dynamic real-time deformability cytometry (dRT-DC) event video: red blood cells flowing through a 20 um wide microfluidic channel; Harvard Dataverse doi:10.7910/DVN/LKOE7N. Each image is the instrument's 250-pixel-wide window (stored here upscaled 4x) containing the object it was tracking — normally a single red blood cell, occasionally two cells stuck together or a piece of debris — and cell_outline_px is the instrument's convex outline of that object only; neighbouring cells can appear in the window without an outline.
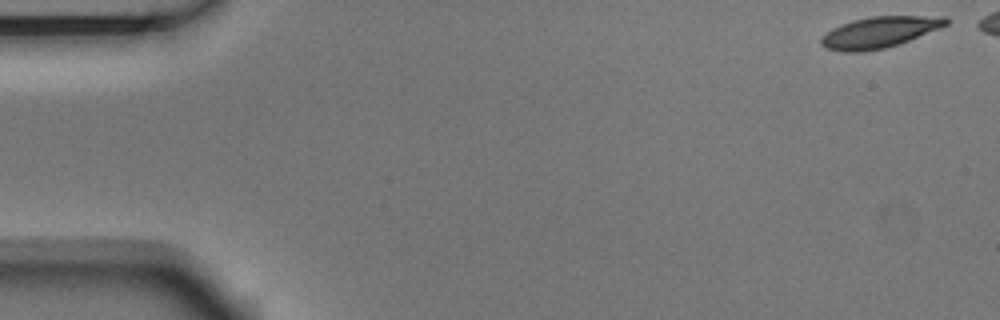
{"species": "Egyptian fruit bat (a non-hibernating species)", "species_latin": "Rousettus aegyptiacus", "temperature_condition": "room temperature", "stored_images_in_passage": 47, "camera_frame_rate_fps": 3000, "um_per_image_px": 0.085, "animal": {"sex": "male"}, "frame": {"image": 1, "passage_image": 1, "time_ms": 0.0, "image_size_px": [1000, 320], "cell_outline_px": [[948, 24], [940, 28], [908, 40], [884, 48], [860, 52], [844, 52], [824, 48], [820, 44], [820, 40], [832, 28], [840, 24], [852, 20], [868, 16], [948, 16]], "centroid_in_image_um": [74.73, 2.73], "position_along_channel_um": 10.3, "area_um2": 22.54}}
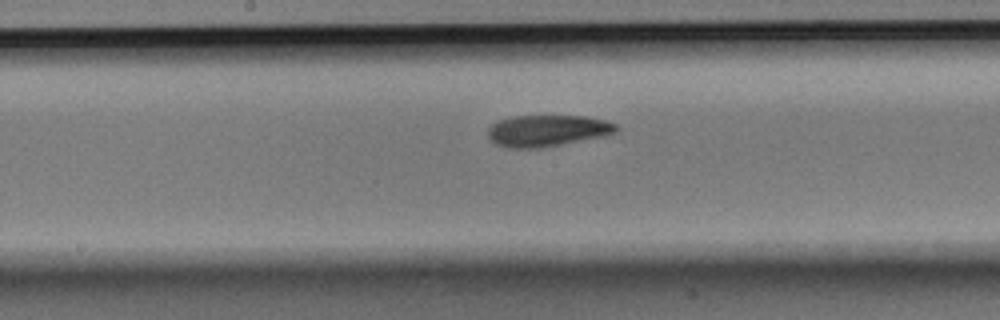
{"frame": {"image": 2, "passage_image": 27, "time_ms": 8.667, "image_size_px": [1000, 320], "cell_outline_px": [[620, 128], [616, 132], [604, 136], [540, 148], [508, 148], [496, 144], [488, 136], [488, 128], [496, 120], [512, 116], [584, 116], [604, 120], [616, 124]], "centroid_in_image_um": [46.51, 11.1], "position_along_channel_um": 201.7, "area_um2": 23.58}}
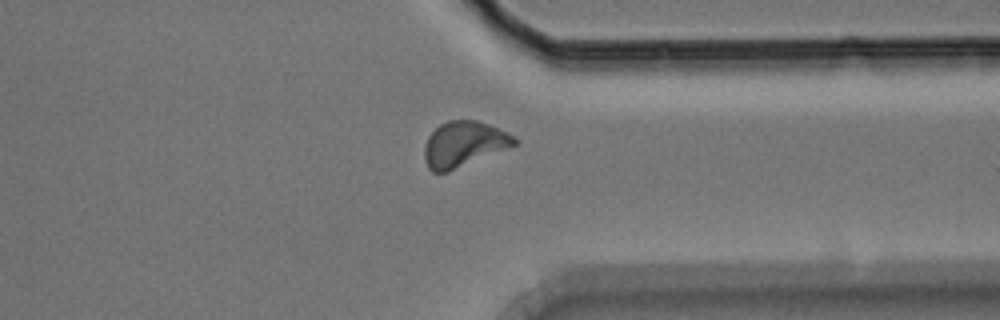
{"frame": {"image": 3, "passage_image": 41, "time_ms": 13.333, "image_size_px": [1000, 320], "cell_outline_px": [[520, 140], [516, 144], [448, 172], [432, 172], [428, 168], [424, 160], [424, 144], [428, 136], [440, 124], [448, 120], [476, 120], [488, 124], [508, 132]], "centroid_in_image_um": [39.4, 12.24], "position_along_channel_um": 372.0, "area_um2": 23.76}, "authors_computed_cell_mechanics": {"area_um2": 23.2934, "velocity_mm_per_s": 3.6951, "shape_relaxation_time_tau1_ms": 4.2872, "shape_relaxation_time_tau2_ms": 4.9396, "deformation_change_tau1": 0.1355, "deformation_change_tau2": 0.1147}}